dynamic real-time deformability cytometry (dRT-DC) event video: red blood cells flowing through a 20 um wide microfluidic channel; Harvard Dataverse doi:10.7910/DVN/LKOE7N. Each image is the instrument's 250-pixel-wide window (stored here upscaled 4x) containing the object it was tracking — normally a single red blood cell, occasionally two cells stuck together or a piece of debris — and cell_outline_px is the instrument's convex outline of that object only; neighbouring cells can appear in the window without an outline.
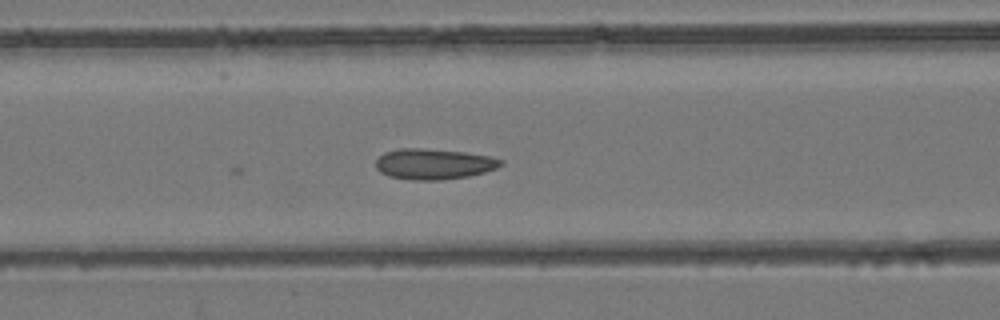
{"species": "common noctule bat (a hibernating species)", "species_latin": "Nyctalus noctula", "temperature_condition": "room temperature", "stored_images_in_passage": 5, "camera_frame_rate_fps": 3000, "um_per_image_px": 0.085, "animal": {"sex": "female", "body_mass_g": 24.6, "forearm_length_mm": 56.2}, "frame": {"image": 1, "passage_image": 5, "time_ms": 1.333, "image_size_px": [1000, 320], "cell_outline_px": [[504, 164], [496, 168], [484, 172], [468, 176], [440, 180], [412, 180], [388, 176], [380, 172], [376, 168], [376, 160], [384, 152], [400, 148], [424, 148], [464, 152], [488, 156], [504, 160]], "centroid_in_image_um": [36.86, 13.94], "position_along_channel_um": 129.7, "area_um2": 22.37}}